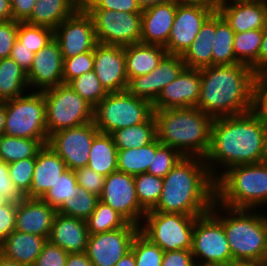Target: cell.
Here are the masks:
<instances>
[{"label": "cell", "instance_id": "cell-8", "mask_svg": "<svg viewBox=\"0 0 267 266\" xmlns=\"http://www.w3.org/2000/svg\"><path fill=\"white\" fill-rule=\"evenodd\" d=\"M4 135L48 140L46 104L42 91H28L24 95L5 101Z\"/></svg>", "mask_w": 267, "mask_h": 266}, {"label": "cell", "instance_id": "cell-16", "mask_svg": "<svg viewBox=\"0 0 267 266\" xmlns=\"http://www.w3.org/2000/svg\"><path fill=\"white\" fill-rule=\"evenodd\" d=\"M139 226L127 223L120 229L89 236L86 254L93 266H114L131 251Z\"/></svg>", "mask_w": 267, "mask_h": 266}, {"label": "cell", "instance_id": "cell-64", "mask_svg": "<svg viewBox=\"0 0 267 266\" xmlns=\"http://www.w3.org/2000/svg\"><path fill=\"white\" fill-rule=\"evenodd\" d=\"M5 119H6L5 101L4 102L0 101V136L4 135Z\"/></svg>", "mask_w": 267, "mask_h": 266}, {"label": "cell", "instance_id": "cell-58", "mask_svg": "<svg viewBox=\"0 0 267 266\" xmlns=\"http://www.w3.org/2000/svg\"><path fill=\"white\" fill-rule=\"evenodd\" d=\"M267 71V24L263 28V37L258 54V73Z\"/></svg>", "mask_w": 267, "mask_h": 266}, {"label": "cell", "instance_id": "cell-50", "mask_svg": "<svg viewBox=\"0 0 267 266\" xmlns=\"http://www.w3.org/2000/svg\"><path fill=\"white\" fill-rule=\"evenodd\" d=\"M18 23L13 19L0 21V60L10 56L17 40Z\"/></svg>", "mask_w": 267, "mask_h": 266}, {"label": "cell", "instance_id": "cell-32", "mask_svg": "<svg viewBox=\"0 0 267 266\" xmlns=\"http://www.w3.org/2000/svg\"><path fill=\"white\" fill-rule=\"evenodd\" d=\"M27 73L10 57L0 60V101L24 95L29 90Z\"/></svg>", "mask_w": 267, "mask_h": 266}, {"label": "cell", "instance_id": "cell-68", "mask_svg": "<svg viewBox=\"0 0 267 266\" xmlns=\"http://www.w3.org/2000/svg\"><path fill=\"white\" fill-rule=\"evenodd\" d=\"M244 1H256V0H218V5L230 4L234 2H244Z\"/></svg>", "mask_w": 267, "mask_h": 266}, {"label": "cell", "instance_id": "cell-7", "mask_svg": "<svg viewBox=\"0 0 267 266\" xmlns=\"http://www.w3.org/2000/svg\"><path fill=\"white\" fill-rule=\"evenodd\" d=\"M154 115L153 104L131 95L127 90L108 93L93 110V122L99 132H112L148 121Z\"/></svg>", "mask_w": 267, "mask_h": 266}, {"label": "cell", "instance_id": "cell-57", "mask_svg": "<svg viewBox=\"0 0 267 266\" xmlns=\"http://www.w3.org/2000/svg\"><path fill=\"white\" fill-rule=\"evenodd\" d=\"M37 0H11L12 19L25 22L32 14Z\"/></svg>", "mask_w": 267, "mask_h": 266}, {"label": "cell", "instance_id": "cell-35", "mask_svg": "<svg viewBox=\"0 0 267 266\" xmlns=\"http://www.w3.org/2000/svg\"><path fill=\"white\" fill-rule=\"evenodd\" d=\"M235 32L226 20L215 11V37L212 47V65H232L240 63L234 55Z\"/></svg>", "mask_w": 267, "mask_h": 266}, {"label": "cell", "instance_id": "cell-11", "mask_svg": "<svg viewBox=\"0 0 267 266\" xmlns=\"http://www.w3.org/2000/svg\"><path fill=\"white\" fill-rule=\"evenodd\" d=\"M91 16L97 42L114 46H129L141 40V13L105 9H85Z\"/></svg>", "mask_w": 267, "mask_h": 266}, {"label": "cell", "instance_id": "cell-21", "mask_svg": "<svg viewBox=\"0 0 267 266\" xmlns=\"http://www.w3.org/2000/svg\"><path fill=\"white\" fill-rule=\"evenodd\" d=\"M201 87V69L185 67L165 86L153 103L154 110L197 107Z\"/></svg>", "mask_w": 267, "mask_h": 266}, {"label": "cell", "instance_id": "cell-3", "mask_svg": "<svg viewBox=\"0 0 267 266\" xmlns=\"http://www.w3.org/2000/svg\"><path fill=\"white\" fill-rule=\"evenodd\" d=\"M163 179L156 206L148 212L201 216L215 201V180L199 157H182Z\"/></svg>", "mask_w": 267, "mask_h": 266}, {"label": "cell", "instance_id": "cell-5", "mask_svg": "<svg viewBox=\"0 0 267 266\" xmlns=\"http://www.w3.org/2000/svg\"><path fill=\"white\" fill-rule=\"evenodd\" d=\"M210 212L223 225L233 261L267 263L265 210L232 209L214 201Z\"/></svg>", "mask_w": 267, "mask_h": 266}, {"label": "cell", "instance_id": "cell-48", "mask_svg": "<svg viewBox=\"0 0 267 266\" xmlns=\"http://www.w3.org/2000/svg\"><path fill=\"white\" fill-rule=\"evenodd\" d=\"M76 175L77 184L83 187L88 192H91L98 197L101 195L105 176L97 173L89 167L78 168L74 170Z\"/></svg>", "mask_w": 267, "mask_h": 266}, {"label": "cell", "instance_id": "cell-40", "mask_svg": "<svg viewBox=\"0 0 267 266\" xmlns=\"http://www.w3.org/2000/svg\"><path fill=\"white\" fill-rule=\"evenodd\" d=\"M78 187L75 172L67 169L45 193L42 200L57 210L63 202H70L77 196Z\"/></svg>", "mask_w": 267, "mask_h": 266}, {"label": "cell", "instance_id": "cell-46", "mask_svg": "<svg viewBox=\"0 0 267 266\" xmlns=\"http://www.w3.org/2000/svg\"><path fill=\"white\" fill-rule=\"evenodd\" d=\"M35 169V158H26L8 164L9 176L25 195L30 189Z\"/></svg>", "mask_w": 267, "mask_h": 266}, {"label": "cell", "instance_id": "cell-25", "mask_svg": "<svg viewBox=\"0 0 267 266\" xmlns=\"http://www.w3.org/2000/svg\"><path fill=\"white\" fill-rule=\"evenodd\" d=\"M66 170L65 162L52 149L44 145L36 155L32 183L25 198L42 199Z\"/></svg>", "mask_w": 267, "mask_h": 266}, {"label": "cell", "instance_id": "cell-56", "mask_svg": "<svg viewBox=\"0 0 267 266\" xmlns=\"http://www.w3.org/2000/svg\"><path fill=\"white\" fill-rule=\"evenodd\" d=\"M9 57L13 59L26 73H28L32 65L34 52L16 40Z\"/></svg>", "mask_w": 267, "mask_h": 266}, {"label": "cell", "instance_id": "cell-55", "mask_svg": "<svg viewBox=\"0 0 267 266\" xmlns=\"http://www.w3.org/2000/svg\"><path fill=\"white\" fill-rule=\"evenodd\" d=\"M195 264L191 250L164 252L162 266H193Z\"/></svg>", "mask_w": 267, "mask_h": 266}, {"label": "cell", "instance_id": "cell-34", "mask_svg": "<svg viewBox=\"0 0 267 266\" xmlns=\"http://www.w3.org/2000/svg\"><path fill=\"white\" fill-rule=\"evenodd\" d=\"M161 143L156 138L152 143L141 147L126 150H117V167L121 171L130 175L147 173L155 157L156 149Z\"/></svg>", "mask_w": 267, "mask_h": 266}, {"label": "cell", "instance_id": "cell-14", "mask_svg": "<svg viewBox=\"0 0 267 266\" xmlns=\"http://www.w3.org/2000/svg\"><path fill=\"white\" fill-rule=\"evenodd\" d=\"M99 200L112 207L128 223L140 227L146 211L138 202L133 175L118 170L110 173L105 177Z\"/></svg>", "mask_w": 267, "mask_h": 266}, {"label": "cell", "instance_id": "cell-29", "mask_svg": "<svg viewBox=\"0 0 267 266\" xmlns=\"http://www.w3.org/2000/svg\"><path fill=\"white\" fill-rule=\"evenodd\" d=\"M215 37V12L204 22L191 46L182 55L188 68L212 66V47Z\"/></svg>", "mask_w": 267, "mask_h": 266}, {"label": "cell", "instance_id": "cell-41", "mask_svg": "<svg viewBox=\"0 0 267 266\" xmlns=\"http://www.w3.org/2000/svg\"><path fill=\"white\" fill-rule=\"evenodd\" d=\"M99 197L91 192H88L83 187H78L77 196L70 202H63L57 209V213L87 220L94 209L96 208Z\"/></svg>", "mask_w": 267, "mask_h": 266}, {"label": "cell", "instance_id": "cell-47", "mask_svg": "<svg viewBox=\"0 0 267 266\" xmlns=\"http://www.w3.org/2000/svg\"><path fill=\"white\" fill-rule=\"evenodd\" d=\"M94 65L93 51L84 52L67 59L63 63V83L68 84L71 80L92 71Z\"/></svg>", "mask_w": 267, "mask_h": 266}, {"label": "cell", "instance_id": "cell-69", "mask_svg": "<svg viewBox=\"0 0 267 266\" xmlns=\"http://www.w3.org/2000/svg\"><path fill=\"white\" fill-rule=\"evenodd\" d=\"M264 162H267V121H266L265 144H264Z\"/></svg>", "mask_w": 267, "mask_h": 266}, {"label": "cell", "instance_id": "cell-52", "mask_svg": "<svg viewBox=\"0 0 267 266\" xmlns=\"http://www.w3.org/2000/svg\"><path fill=\"white\" fill-rule=\"evenodd\" d=\"M0 194L4 195L8 201L19 203L25 195L13 183L9 176L8 164L0 160Z\"/></svg>", "mask_w": 267, "mask_h": 266}, {"label": "cell", "instance_id": "cell-26", "mask_svg": "<svg viewBox=\"0 0 267 266\" xmlns=\"http://www.w3.org/2000/svg\"><path fill=\"white\" fill-rule=\"evenodd\" d=\"M86 220L56 213L48 241L69 253L85 252L89 239Z\"/></svg>", "mask_w": 267, "mask_h": 266}, {"label": "cell", "instance_id": "cell-62", "mask_svg": "<svg viewBox=\"0 0 267 266\" xmlns=\"http://www.w3.org/2000/svg\"><path fill=\"white\" fill-rule=\"evenodd\" d=\"M114 266H136L133 252L129 251Z\"/></svg>", "mask_w": 267, "mask_h": 266}, {"label": "cell", "instance_id": "cell-59", "mask_svg": "<svg viewBox=\"0 0 267 266\" xmlns=\"http://www.w3.org/2000/svg\"><path fill=\"white\" fill-rule=\"evenodd\" d=\"M66 266H93L86 252L69 253Z\"/></svg>", "mask_w": 267, "mask_h": 266}, {"label": "cell", "instance_id": "cell-31", "mask_svg": "<svg viewBox=\"0 0 267 266\" xmlns=\"http://www.w3.org/2000/svg\"><path fill=\"white\" fill-rule=\"evenodd\" d=\"M87 167L105 177L118 170L117 148L110 134L98 132L95 135Z\"/></svg>", "mask_w": 267, "mask_h": 266}, {"label": "cell", "instance_id": "cell-24", "mask_svg": "<svg viewBox=\"0 0 267 266\" xmlns=\"http://www.w3.org/2000/svg\"><path fill=\"white\" fill-rule=\"evenodd\" d=\"M57 210L42 199H26L17 203L15 230L49 237Z\"/></svg>", "mask_w": 267, "mask_h": 266}, {"label": "cell", "instance_id": "cell-49", "mask_svg": "<svg viewBox=\"0 0 267 266\" xmlns=\"http://www.w3.org/2000/svg\"><path fill=\"white\" fill-rule=\"evenodd\" d=\"M68 253L48 240L33 266H66Z\"/></svg>", "mask_w": 267, "mask_h": 266}, {"label": "cell", "instance_id": "cell-27", "mask_svg": "<svg viewBox=\"0 0 267 266\" xmlns=\"http://www.w3.org/2000/svg\"><path fill=\"white\" fill-rule=\"evenodd\" d=\"M47 239L39 235L14 230L0 243V251L2 256L8 260L33 266Z\"/></svg>", "mask_w": 267, "mask_h": 266}, {"label": "cell", "instance_id": "cell-10", "mask_svg": "<svg viewBox=\"0 0 267 266\" xmlns=\"http://www.w3.org/2000/svg\"><path fill=\"white\" fill-rule=\"evenodd\" d=\"M197 217L180 213L146 212L139 230L164 252L191 250Z\"/></svg>", "mask_w": 267, "mask_h": 266}, {"label": "cell", "instance_id": "cell-63", "mask_svg": "<svg viewBox=\"0 0 267 266\" xmlns=\"http://www.w3.org/2000/svg\"><path fill=\"white\" fill-rule=\"evenodd\" d=\"M169 1L172 0H137L138 5L141 7L142 10L154 5L167 3Z\"/></svg>", "mask_w": 267, "mask_h": 266}, {"label": "cell", "instance_id": "cell-15", "mask_svg": "<svg viewBox=\"0 0 267 266\" xmlns=\"http://www.w3.org/2000/svg\"><path fill=\"white\" fill-rule=\"evenodd\" d=\"M63 59L93 51L98 44L91 16L78 8L54 29Z\"/></svg>", "mask_w": 267, "mask_h": 266}, {"label": "cell", "instance_id": "cell-43", "mask_svg": "<svg viewBox=\"0 0 267 266\" xmlns=\"http://www.w3.org/2000/svg\"><path fill=\"white\" fill-rule=\"evenodd\" d=\"M54 38V30L26 22L18 23L17 40L37 53Z\"/></svg>", "mask_w": 267, "mask_h": 266}, {"label": "cell", "instance_id": "cell-33", "mask_svg": "<svg viewBox=\"0 0 267 266\" xmlns=\"http://www.w3.org/2000/svg\"><path fill=\"white\" fill-rule=\"evenodd\" d=\"M117 150L141 148L152 143L156 138V120L154 115L146 122L120 128L110 134Z\"/></svg>", "mask_w": 267, "mask_h": 266}, {"label": "cell", "instance_id": "cell-18", "mask_svg": "<svg viewBox=\"0 0 267 266\" xmlns=\"http://www.w3.org/2000/svg\"><path fill=\"white\" fill-rule=\"evenodd\" d=\"M185 67L181 55L167 53L152 72L131 78L126 90L153 104L162 89L175 80Z\"/></svg>", "mask_w": 267, "mask_h": 266}, {"label": "cell", "instance_id": "cell-30", "mask_svg": "<svg viewBox=\"0 0 267 266\" xmlns=\"http://www.w3.org/2000/svg\"><path fill=\"white\" fill-rule=\"evenodd\" d=\"M78 7L72 0H37L26 23L55 29Z\"/></svg>", "mask_w": 267, "mask_h": 266}, {"label": "cell", "instance_id": "cell-51", "mask_svg": "<svg viewBox=\"0 0 267 266\" xmlns=\"http://www.w3.org/2000/svg\"><path fill=\"white\" fill-rule=\"evenodd\" d=\"M84 9H105L117 12L142 13L137 0H92Z\"/></svg>", "mask_w": 267, "mask_h": 266}, {"label": "cell", "instance_id": "cell-37", "mask_svg": "<svg viewBox=\"0 0 267 266\" xmlns=\"http://www.w3.org/2000/svg\"><path fill=\"white\" fill-rule=\"evenodd\" d=\"M263 29L248 30L235 33L233 49L235 58L245 65L250 66L258 73V54L261 47Z\"/></svg>", "mask_w": 267, "mask_h": 266}, {"label": "cell", "instance_id": "cell-23", "mask_svg": "<svg viewBox=\"0 0 267 266\" xmlns=\"http://www.w3.org/2000/svg\"><path fill=\"white\" fill-rule=\"evenodd\" d=\"M217 11L235 33L263 29L267 24V0L218 5Z\"/></svg>", "mask_w": 267, "mask_h": 266}, {"label": "cell", "instance_id": "cell-45", "mask_svg": "<svg viewBox=\"0 0 267 266\" xmlns=\"http://www.w3.org/2000/svg\"><path fill=\"white\" fill-rule=\"evenodd\" d=\"M182 157L177 150L161 144L156 149L155 157H153L152 165L149 166L147 173L164 178Z\"/></svg>", "mask_w": 267, "mask_h": 266}, {"label": "cell", "instance_id": "cell-4", "mask_svg": "<svg viewBox=\"0 0 267 266\" xmlns=\"http://www.w3.org/2000/svg\"><path fill=\"white\" fill-rule=\"evenodd\" d=\"M158 141L183 157L205 158L213 118L197 107L154 110Z\"/></svg>", "mask_w": 267, "mask_h": 266}, {"label": "cell", "instance_id": "cell-42", "mask_svg": "<svg viewBox=\"0 0 267 266\" xmlns=\"http://www.w3.org/2000/svg\"><path fill=\"white\" fill-rule=\"evenodd\" d=\"M68 84L81 98L85 99L93 107L108 94L93 70L76 77Z\"/></svg>", "mask_w": 267, "mask_h": 266}, {"label": "cell", "instance_id": "cell-1", "mask_svg": "<svg viewBox=\"0 0 267 266\" xmlns=\"http://www.w3.org/2000/svg\"><path fill=\"white\" fill-rule=\"evenodd\" d=\"M266 120L254 109L213 118L210 148L204 160L216 180L227 169L264 162Z\"/></svg>", "mask_w": 267, "mask_h": 266}, {"label": "cell", "instance_id": "cell-65", "mask_svg": "<svg viewBox=\"0 0 267 266\" xmlns=\"http://www.w3.org/2000/svg\"><path fill=\"white\" fill-rule=\"evenodd\" d=\"M231 266H267V263L233 261L231 262Z\"/></svg>", "mask_w": 267, "mask_h": 266}, {"label": "cell", "instance_id": "cell-36", "mask_svg": "<svg viewBox=\"0 0 267 266\" xmlns=\"http://www.w3.org/2000/svg\"><path fill=\"white\" fill-rule=\"evenodd\" d=\"M48 140L0 136V160L7 164L26 158H36L37 153L47 145Z\"/></svg>", "mask_w": 267, "mask_h": 266}, {"label": "cell", "instance_id": "cell-38", "mask_svg": "<svg viewBox=\"0 0 267 266\" xmlns=\"http://www.w3.org/2000/svg\"><path fill=\"white\" fill-rule=\"evenodd\" d=\"M128 222L112 207L98 201L91 216L86 220L90 235L124 227Z\"/></svg>", "mask_w": 267, "mask_h": 266}, {"label": "cell", "instance_id": "cell-2", "mask_svg": "<svg viewBox=\"0 0 267 266\" xmlns=\"http://www.w3.org/2000/svg\"><path fill=\"white\" fill-rule=\"evenodd\" d=\"M256 74L243 63L202 68L197 108L212 118L254 110Z\"/></svg>", "mask_w": 267, "mask_h": 266}, {"label": "cell", "instance_id": "cell-70", "mask_svg": "<svg viewBox=\"0 0 267 266\" xmlns=\"http://www.w3.org/2000/svg\"><path fill=\"white\" fill-rule=\"evenodd\" d=\"M199 266H231V263H210V264H201Z\"/></svg>", "mask_w": 267, "mask_h": 266}, {"label": "cell", "instance_id": "cell-9", "mask_svg": "<svg viewBox=\"0 0 267 266\" xmlns=\"http://www.w3.org/2000/svg\"><path fill=\"white\" fill-rule=\"evenodd\" d=\"M46 104L47 134L93 122L94 107L69 84L62 83L42 91Z\"/></svg>", "mask_w": 267, "mask_h": 266}, {"label": "cell", "instance_id": "cell-13", "mask_svg": "<svg viewBox=\"0 0 267 266\" xmlns=\"http://www.w3.org/2000/svg\"><path fill=\"white\" fill-rule=\"evenodd\" d=\"M99 132L94 122L63 129L49 136L47 146L66 164L67 169L86 167L95 135Z\"/></svg>", "mask_w": 267, "mask_h": 266}, {"label": "cell", "instance_id": "cell-19", "mask_svg": "<svg viewBox=\"0 0 267 266\" xmlns=\"http://www.w3.org/2000/svg\"><path fill=\"white\" fill-rule=\"evenodd\" d=\"M93 71L107 93L127 89L124 47L98 43L93 49Z\"/></svg>", "mask_w": 267, "mask_h": 266}, {"label": "cell", "instance_id": "cell-67", "mask_svg": "<svg viewBox=\"0 0 267 266\" xmlns=\"http://www.w3.org/2000/svg\"><path fill=\"white\" fill-rule=\"evenodd\" d=\"M78 8H84L92 0H72Z\"/></svg>", "mask_w": 267, "mask_h": 266}, {"label": "cell", "instance_id": "cell-53", "mask_svg": "<svg viewBox=\"0 0 267 266\" xmlns=\"http://www.w3.org/2000/svg\"><path fill=\"white\" fill-rule=\"evenodd\" d=\"M17 203L7 201L0 206V243H2L14 230Z\"/></svg>", "mask_w": 267, "mask_h": 266}, {"label": "cell", "instance_id": "cell-22", "mask_svg": "<svg viewBox=\"0 0 267 266\" xmlns=\"http://www.w3.org/2000/svg\"><path fill=\"white\" fill-rule=\"evenodd\" d=\"M177 0L143 9L141 43L166 47L174 23Z\"/></svg>", "mask_w": 267, "mask_h": 266}, {"label": "cell", "instance_id": "cell-6", "mask_svg": "<svg viewBox=\"0 0 267 266\" xmlns=\"http://www.w3.org/2000/svg\"><path fill=\"white\" fill-rule=\"evenodd\" d=\"M215 201L232 209L267 207V162L236 165L224 171L215 180Z\"/></svg>", "mask_w": 267, "mask_h": 266}, {"label": "cell", "instance_id": "cell-20", "mask_svg": "<svg viewBox=\"0 0 267 266\" xmlns=\"http://www.w3.org/2000/svg\"><path fill=\"white\" fill-rule=\"evenodd\" d=\"M64 59L59 43L53 38L45 47L34 53L27 73L30 91H44L63 83Z\"/></svg>", "mask_w": 267, "mask_h": 266}, {"label": "cell", "instance_id": "cell-12", "mask_svg": "<svg viewBox=\"0 0 267 266\" xmlns=\"http://www.w3.org/2000/svg\"><path fill=\"white\" fill-rule=\"evenodd\" d=\"M191 251L199 265L233 262L223 225L210 211L196 218Z\"/></svg>", "mask_w": 267, "mask_h": 266}, {"label": "cell", "instance_id": "cell-66", "mask_svg": "<svg viewBox=\"0 0 267 266\" xmlns=\"http://www.w3.org/2000/svg\"><path fill=\"white\" fill-rule=\"evenodd\" d=\"M0 266H27L23 264L16 263L14 261L8 260L3 256L0 257Z\"/></svg>", "mask_w": 267, "mask_h": 266}, {"label": "cell", "instance_id": "cell-60", "mask_svg": "<svg viewBox=\"0 0 267 266\" xmlns=\"http://www.w3.org/2000/svg\"><path fill=\"white\" fill-rule=\"evenodd\" d=\"M11 19V0H0V21H7Z\"/></svg>", "mask_w": 267, "mask_h": 266}, {"label": "cell", "instance_id": "cell-17", "mask_svg": "<svg viewBox=\"0 0 267 266\" xmlns=\"http://www.w3.org/2000/svg\"><path fill=\"white\" fill-rule=\"evenodd\" d=\"M216 8L199 4H177L174 23L165 47L168 54L183 55L195 40L204 22Z\"/></svg>", "mask_w": 267, "mask_h": 266}, {"label": "cell", "instance_id": "cell-54", "mask_svg": "<svg viewBox=\"0 0 267 266\" xmlns=\"http://www.w3.org/2000/svg\"><path fill=\"white\" fill-rule=\"evenodd\" d=\"M255 110L267 121V71L256 74Z\"/></svg>", "mask_w": 267, "mask_h": 266}, {"label": "cell", "instance_id": "cell-61", "mask_svg": "<svg viewBox=\"0 0 267 266\" xmlns=\"http://www.w3.org/2000/svg\"><path fill=\"white\" fill-rule=\"evenodd\" d=\"M182 4H199L206 7L218 8V0H177Z\"/></svg>", "mask_w": 267, "mask_h": 266}, {"label": "cell", "instance_id": "cell-71", "mask_svg": "<svg viewBox=\"0 0 267 266\" xmlns=\"http://www.w3.org/2000/svg\"><path fill=\"white\" fill-rule=\"evenodd\" d=\"M8 200L5 198L4 195L0 194V206L4 205Z\"/></svg>", "mask_w": 267, "mask_h": 266}, {"label": "cell", "instance_id": "cell-39", "mask_svg": "<svg viewBox=\"0 0 267 266\" xmlns=\"http://www.w3.org/2000/svg\"><path fill=\"white\" fill-rule=\"evenodd\" d=\"M136 196L140 206L151 211L159 201L163 189V179L148 173L134 176Z\"/></svg>", "mask_w": 267, "mask_h": 266}, {"label": "cell", "instance_id": "cell-44", "mask_svg": "<svg viewBox=\"0 0 267 266\" xmlns=\"http://www.w3.org/2000/svg\"><path fill=\"white\" fill-rule=\"evenodd\" d=\"M131 251L134 254L136 266H162L164 251L140 231L135 235Z\"/></svg>", "mask_w": 267, "mask_h": 266}, {"label": "cell", "instance_id": "cell-28", "mask_svg": "<svg viewBox=\"0 0 267 266\" xmlns=\"http://www.w3.org/2000/svg\"><path fill=\"white\" fill-rule=\"evenodd\" d=\"M128 81L136 76L152 72L167 54L165 47L135 43L124 47Z\"/></svg>", "mask_w": 267, "mask_h": 266}]
</instances>
